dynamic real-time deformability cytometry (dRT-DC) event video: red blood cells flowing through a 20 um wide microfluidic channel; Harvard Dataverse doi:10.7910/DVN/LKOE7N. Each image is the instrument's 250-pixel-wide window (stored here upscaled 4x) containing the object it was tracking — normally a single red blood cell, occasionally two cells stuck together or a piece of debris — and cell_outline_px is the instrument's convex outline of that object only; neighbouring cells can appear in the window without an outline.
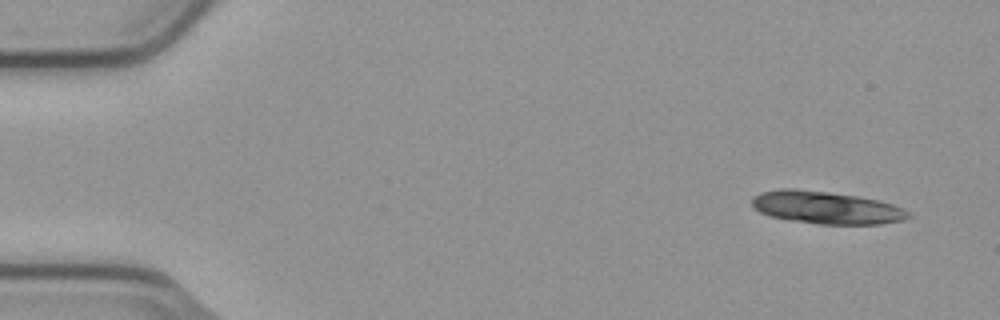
{"species": "common noctule bat (a hibernating species)", "species_latin": "Nyctalus noctula", "temperature_condition": "cold", "stored_images_in_passage": 9, "camera_frame_rate_fps": 3000, "um_per_image_px": 0.085, "animal": {"sex": "male", "body_mass_g": 23.1, "forearm_length_mm": 52.7}, "frame": {"image": 1, "passage_image": 1, "time_ms": 0.0, "image_size_px": [1000, 320], "cell_outline_px": [[912, 216], [900, 220], [880, 224], [820, 224], [788, 220], [768, 216], [760, 212], [752, 204], [752, 196], [760, 192], [780, 188], [792, 188], [828, 192], [856, 196], [876, 200], [892, 204], [904, 208]], "centroid_in_image_um": [70.18, 17.64], "position_along_channel_um": 14.8, "area_um2": 29.59}}
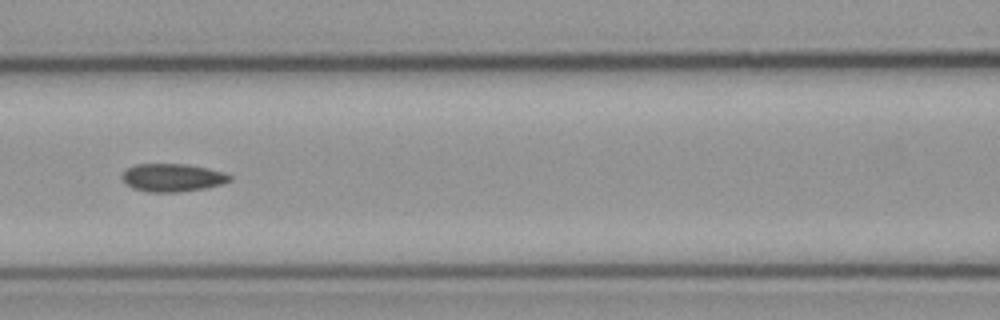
{"frame": {"image": 2, "passage_image": 6, "time_ms": 1.667, "image_size_px": [1000, 320], "cell_outline_px": [[232, 180], [224, 184], [204, 188], [180, 192], [148, 192], [132, 188], [120, 176], [128, 168], [136, 164], [188, 164], [208, 168], [224, 172], [232, 176]], "centroid_in_image_um": [14.7, 15.1], "position_along_channel_um": 151.9, "area_um2": 17.63}}
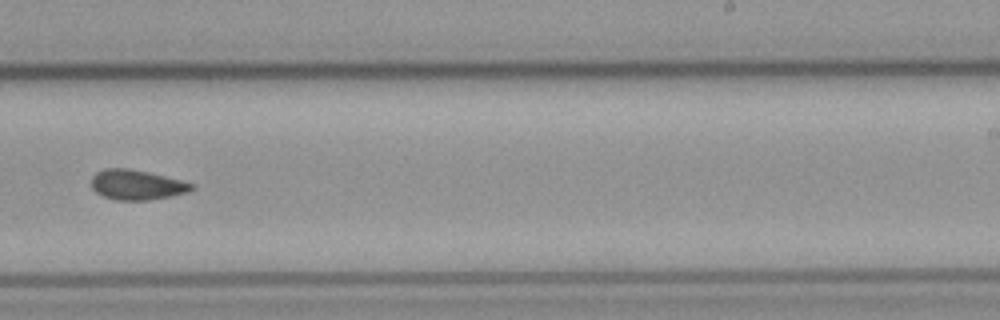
{"frame": {"image": 3, "passage_image": 9, "time_ms": 2.667, "image_size_px": [1000, 320], "cell_outline_px": [[196, 184], [188, 192], [172, 196], [148, 200], [116, 200], [104, 196], [96, 192], [92, 188], [92, 176], [96, 172], [104, 168], [128, 168], [148, 172]], "centroid_in_image_um": [11.61, 15.7], "position_along_channel_um": 277.4, "area_um2": 17.46}}